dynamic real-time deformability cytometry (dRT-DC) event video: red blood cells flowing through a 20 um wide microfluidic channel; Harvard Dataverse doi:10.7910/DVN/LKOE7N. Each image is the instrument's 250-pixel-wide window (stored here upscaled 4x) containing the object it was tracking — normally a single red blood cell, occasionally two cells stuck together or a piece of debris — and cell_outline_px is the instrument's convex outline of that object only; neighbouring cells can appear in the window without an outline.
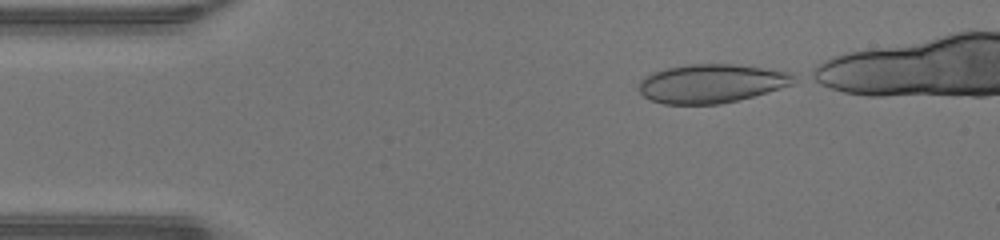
{"species": "human", "species_latin": "Homo sapiens", "temperature_condition": "warm", "stored_images_in_passage": 35, "camera_frame_rate_fps": 3000, "um_per_image_px": 0.085, "donor": {"sex": "male"}, "frame": {"image": 1, "passage_image": 1, "time_ms": 0.0, "image_size_px": [1000, 240], "cell_outline_px": [[800, 76], [792, 84], [780, 88], [752, 96], [720, 104], [664, 104], [648, 100], [640, 92], [640, 80], [656, 72], [668, 68], [692, 64], [732, 64], [792, 72]], "centroid_in_image_um": [60.51, 7.1], "position_along_channel_um": 24.5, "area_um2": 34.68}}
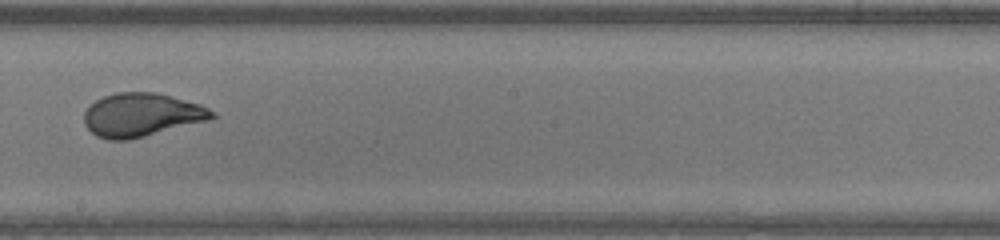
{"frame": {"image": 2, "passage_image": 20, "time_ms": 6.333, "image_size_px": [1000, 240], "cell_outline_px": [[216, 116], [204, 120], [144, 136], [128, 140], [108, 140], [96, 136], [84, 124], [84, 112], [96, 100], [104, 96], [116, 92], [156, 92], [200, 104], [216, 112]], "centroid_in_image_um": [11.98, 9.75], "position_along_channel_um": 236.2, "area_um2": 31.91}}
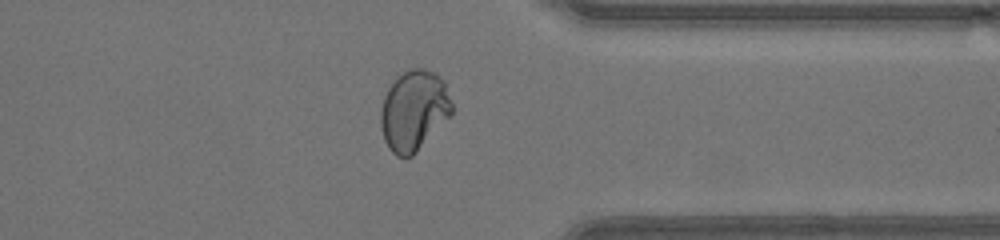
{"frame": {"image": 3, "passage_image": 30, "time_ms": 9.667, "image_size_px": [1000, 240], "cell_outline_px": [[452, 116], [412, 156], [396, 156], [388, 148], [384, 140], [380, 124], [380, 112], [384, 96], [388, 88], [396, 76], [412, 68], [424, 68], [432, 72], [444, 80], [452, 104]], "centroid_in_image_um": [35.18, 9.4], "position_along_channel_um": 376.2, "area_um2": 33.52}}